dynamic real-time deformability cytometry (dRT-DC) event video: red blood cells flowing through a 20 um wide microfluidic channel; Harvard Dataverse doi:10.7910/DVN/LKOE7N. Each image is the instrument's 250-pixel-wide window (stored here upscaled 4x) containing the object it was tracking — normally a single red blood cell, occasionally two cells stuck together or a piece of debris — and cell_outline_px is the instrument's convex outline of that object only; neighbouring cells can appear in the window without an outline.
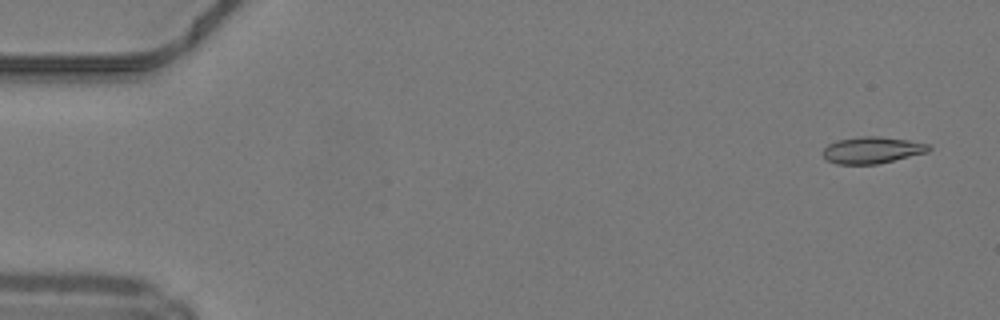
{"species": "common noctule bat (a hibernating species)", "species_latin": "Nyctalus noctula", "temperature_condition": "warm", "stored_images_in_passage": 19, "camera_frame_rate_fps": 3000, "um_per_image_px": 0.085, "animal": {"sex": "male", "body_mass_g": 19.2, "forearm_length_mm": 51.8}, "frame": {"image": 1, "passage_image": 3, "time_ms": 0.667, "image_size_px": [1000, 320], "cell_outline_px": [[932, 148], [928, 152], [876, 164], [836, 164], [828, 160], [824, 156], [824, 148], [828, 144], [836, 140], [860, 136], [880, 136], [908, 140], [928, 144]], "centroid_in_image_um": [74.13, 12.75], "position_along_channel_um": 10.9, "area_um2": 16.36}}
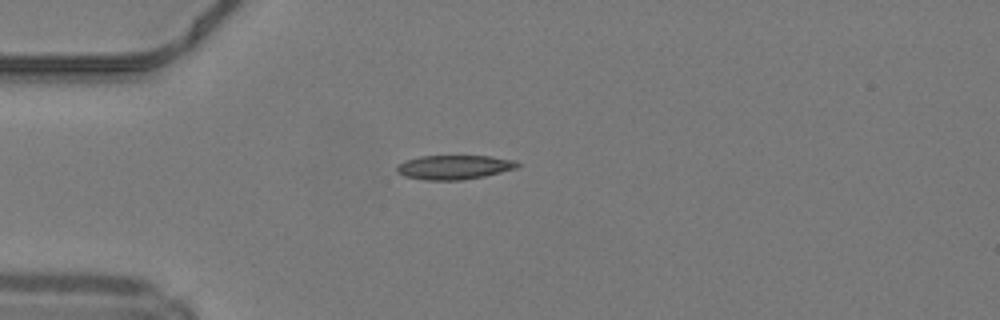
{"frame": {"image": 2, "passage_image": 14, "time_ms": 4.333, "image_size_px": [1000, 320], "cell_outline_px": [[520, 164], [516, 168], [484, 176], [460, 180], [424, 180], [404, 176], [396, 172], [396, 168], [404, 160], [420, 156], [492, 156], [516, 160]], "centroid_in_image_um": [38.59, 14.21], "position_along_channel_um": 46.4, "area_um2": 17.05}}
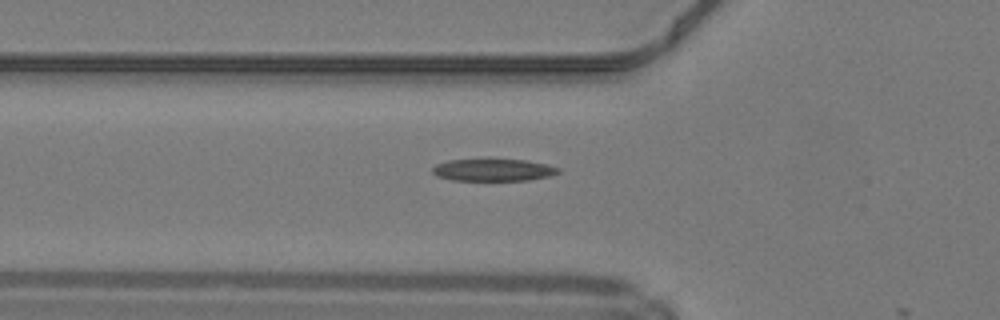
{"frame": {"image": 3, "passage_image": 18, "time_ms": 5.667, "image_size_px": [1000, 320], "cell_outline_px": [[560, 172], [552, 176], [528, 180], [452, 180], [436, 176], [432, 172], [432, 168], [436, 164], [448, 160], [488, 156], [524, 160], [548, 164], [560, 168]], "centroid_in_image_um": [41.92, 14.39], "position_along_channel_um": 83.9, "area_um2": 17.28}}